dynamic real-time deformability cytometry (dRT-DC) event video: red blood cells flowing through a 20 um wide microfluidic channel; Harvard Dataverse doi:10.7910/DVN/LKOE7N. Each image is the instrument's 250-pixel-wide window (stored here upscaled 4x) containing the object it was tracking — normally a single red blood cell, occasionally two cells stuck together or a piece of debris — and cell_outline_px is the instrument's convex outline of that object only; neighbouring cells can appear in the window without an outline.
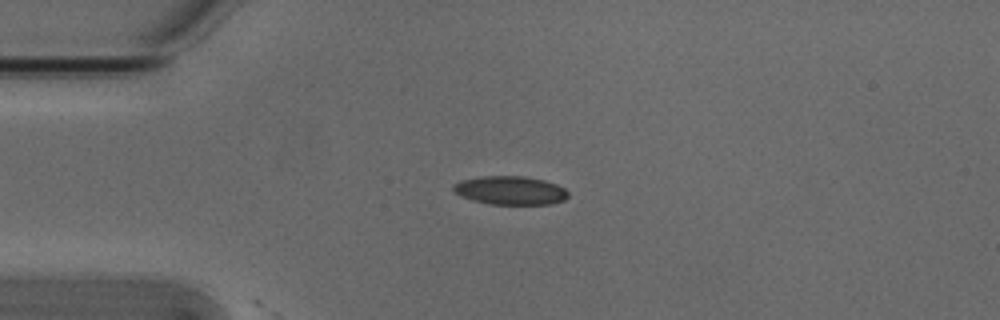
{"species": "Egyptian fruit bat (a non-hibernating species)", "species_latin": "Rousettus aegyptiacus", "temperature_condition": "cold", "stored_images_in_passage": 7, "camera_frame_rate_fps": 3000, "um_per_image_px": 0.085, "animal": {"sex": "male"}, "frame": {"image": 1, "passage_image": 3, "time_ms": 0.667, "image_size_px": [1000, 320], "cell_outline_px": [[568, 196], [564, 200], [552, 204], [488, 204], [472, 200], [460, 196], [452, 188], [452, 184], [460, 180], [480, 176], [524, 176], [544, 180], [556, 184], [564, 188], [568, 192]], "centroid_in_image_um": [43.35, 16.18], "position_along_channel_um": 41.6, "area_um2": 19.25}}
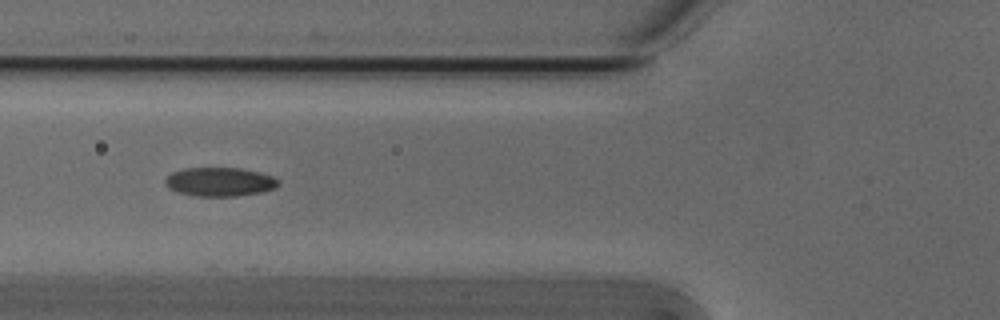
{"frame": {"image": 2, "passage_image": 5, "time_ms": 1.333, "image_size_px": [1000, 320], "cell_outline_px": [[280, 184], [276, 188], [260, 192], [236, 196], [196, 196], [176, 192], [168, 188], [164, 184], [164, 180], [172, 172], [184, 168], [240, 168], [260, 172], [272, 176], [280, 180]], "centroid_in_image_um": [18.67, 15.45], "position_along_channel_um": 107.1, "area_um2": 19.19}}
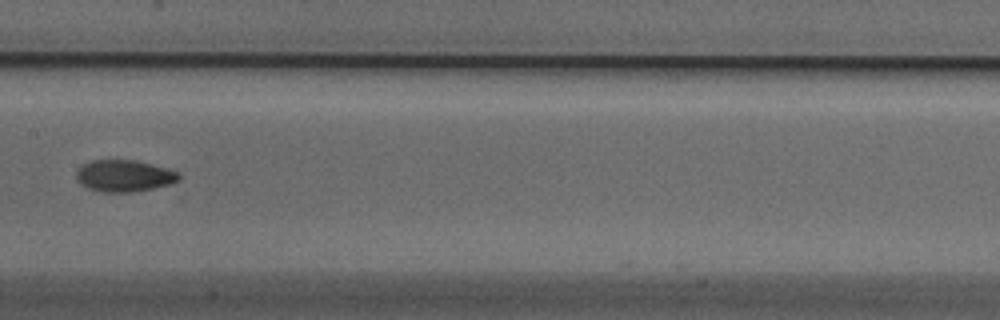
{"frame": {"image": 3, "passage_image": 7, "time_ms": 2.0, "image_size_px": [1000, 320], "cell_outline_px": [[180, 180], [172, 184], [132, 192], [104, 192], [88, 188], [80, 184], [76, 180], [76, 172], [84, 164], [92, 160], [136, 160], [180, 172]], "centroid_in_image_um": [10.57, 14.95], "position_along_channel_um": 196.8, "area_um2": 18.96}}